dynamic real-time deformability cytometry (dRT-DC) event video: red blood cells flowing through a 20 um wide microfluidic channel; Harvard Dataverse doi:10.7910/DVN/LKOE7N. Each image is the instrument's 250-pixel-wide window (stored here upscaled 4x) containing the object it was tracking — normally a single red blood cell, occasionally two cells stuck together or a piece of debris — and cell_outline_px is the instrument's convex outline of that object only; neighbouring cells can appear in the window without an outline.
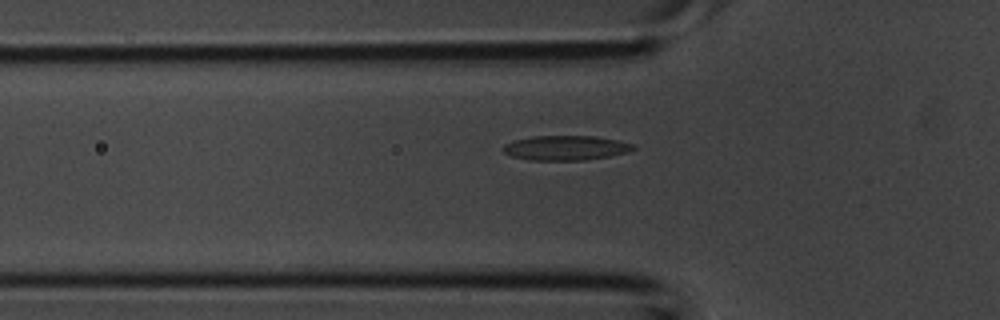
{"species": "common noctule bat (a hibernating species)", "species_latin": "Nyctalus noctula", "temperature_condition": "room temperature", "stored_images_in_passage": 27, "camera_frame_rate_fps": 3000, "um_per_image_px": 0.085, "animal": {"sex": "male", "body_mass_g": 20.1, "forearm_length_mm": 53.5}, "frame": {"image": 1, "passage_image": 4, "time_ms": 1.0, "image_size_px": [1000, 320], "cell_outline_px": [[636, 148], [628, 152], [608, 156], [584, 160], [528, 160], [512, 156], [504, 152], [504, 144], [512, 140], [532, 136], [592, 136], [616, 140], [632, 144]], "centroid_in_image_um": [48.04, 12.57], "position_along_channel_um": 77.8, "area_um2": 18.55}}
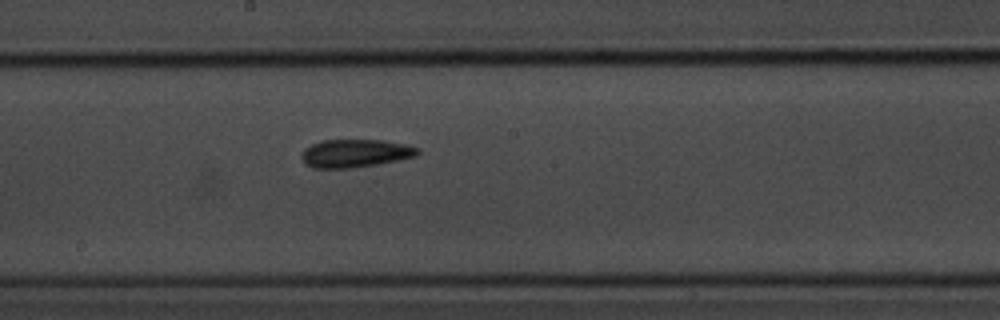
{"frame": {"image": 2, "passage_image": 12, "time_ms": 3.667, "image_size_px": [1000, 320], "cell_outline_px": [[420, 152], [416, 156], [376, 164], [352, 168], [312, 168], [304, 164], [304, 148], [320, 140], [384, 140], [404, 144], [420, 148]], "centroid_in_image_um": [30.2, 13.02], "position_along_channel_um": 218.0, "area_um2": 18.84}}
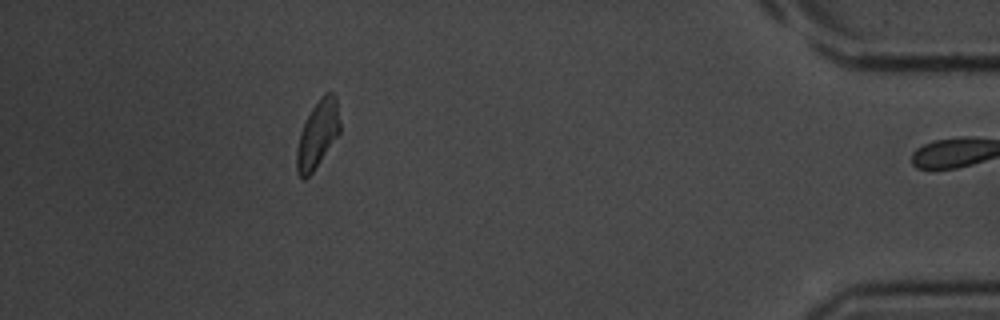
{"frame": {"image": 3, "passage_image": 26, "time_ms": 8.333, "image_size_px": [1000, 320], "cell_outline_px": [[340, 132], [312, 172], [304, 180], [296, 172], [296, 152], [300, 132], [312, 108], [320, 96], [324, 92], [332, 92], [336, 96], [340, 124]], "centroid_in_image_um": [26.99, 11.39], "position_along_channel_um": 408.2, "area_um2": 16.76}}